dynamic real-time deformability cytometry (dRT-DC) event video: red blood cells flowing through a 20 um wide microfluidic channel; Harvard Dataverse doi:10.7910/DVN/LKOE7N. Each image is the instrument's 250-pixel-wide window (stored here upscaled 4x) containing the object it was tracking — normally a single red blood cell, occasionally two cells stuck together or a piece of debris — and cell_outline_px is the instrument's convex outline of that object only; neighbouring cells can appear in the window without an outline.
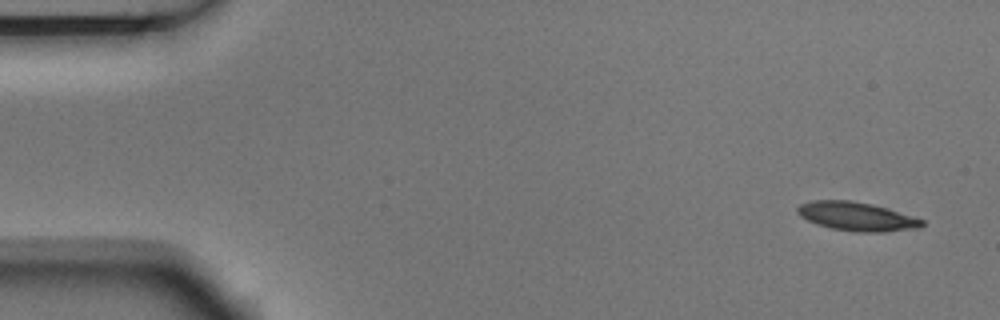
{"species": "Egyptian fruit bat (a non-hibernating species)", "species_latin": "Rousettus aegyptiacus", "temperature_condition": "room temperature", "stored_images_in_passage": 5, "camera_frame_rate_fps": 3000, "um_per_image_px": 0.085, "animal": {"sex": "male"}, "frame": {"image": 1, "passage_image": 1, "time_ms": 0.0, "image_size_px": [1000, 320], "cell_outline_px": [[924, 224], [920, 228], [884, 232], [856, 232], [832, 228], [816, 224], [800, 216], [796, 212], [796, 208], [800, 204], [812, 200], [848, 200], [872, 204], [924, 220]], "centroid_in_image_um": [72.79, 18.4], "position_along_channel_um": 12.2, "area_um2": 20.75}}